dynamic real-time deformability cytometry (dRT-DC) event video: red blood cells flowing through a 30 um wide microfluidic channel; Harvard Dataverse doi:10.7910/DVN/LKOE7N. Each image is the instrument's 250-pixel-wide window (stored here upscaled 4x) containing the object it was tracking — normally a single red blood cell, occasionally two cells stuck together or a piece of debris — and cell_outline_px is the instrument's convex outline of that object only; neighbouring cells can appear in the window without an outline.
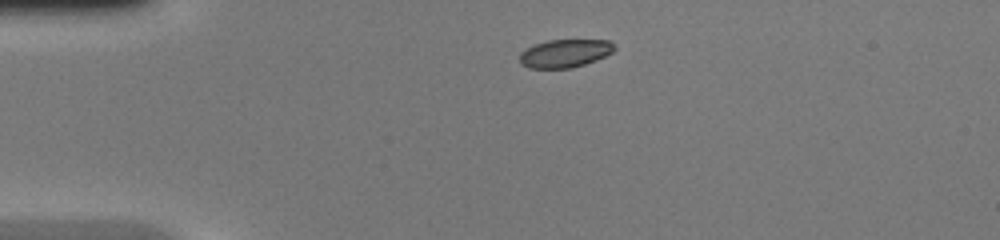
{"species": "common noctule bat (a hibernating species)", "species_latin": "Nyctalus noctula", "temperature_condition": "warm", "stored_images_in_passage": 37, "camera_frame_rate_fps": 3000, "um_per_image_px": 0.085, "animal": {"sex": "female", "body_mass_g": 20.0, "forearm_length_mm": 54.0}, "frame": {"image": 1, "passage_image": 1, "time_ms": 0.0, "image_size_px": [1000, 240], "cell_outline_px": [[616, 48], [612, 52], [596, 60], [572, 68], [528, 68], [520, 64], [520, 52], [536, 44], [548, 40], [612, 40]], "centroid_in_image_um": [48.03, 4.53], "position_along_channel_um": 37.0, "area_um2": 15.49}}
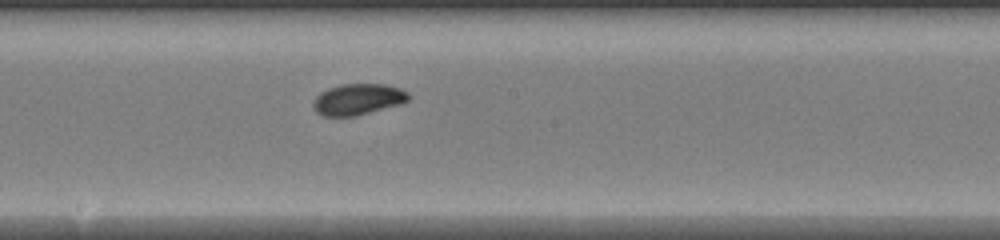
{"frame": {"image": 2, "passage_image": 16, "time_ms": 5.0, "image_size_px": [1000, 240], "cell_outline_px": [[412, 96], [408, 100], [400, 104], [356, 116], [324, 116], [316, 112], [312, 108], [312, 104], [316, 96], [320, 92], [328, 88], [340, 84], [384, 84], [400, 88], [408, 92]], "centroid_in_image_um": [30.41, 8.44], "position_along_channel_um": 217.8, "area_um2": 17.46}}
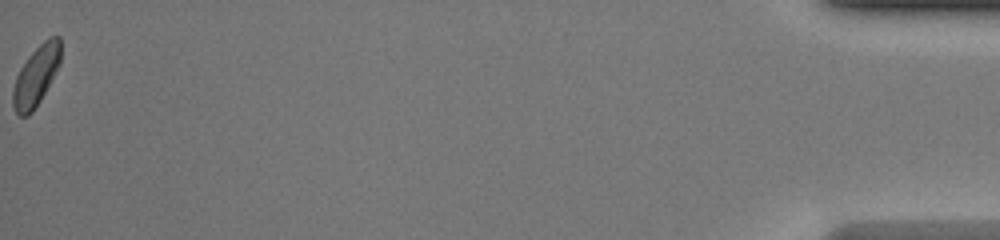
{"frame": {"image": 3, "passage_image": 37, "time_ms": 12.0, "image_size_px": [1000, 240], "cell_outline_px": [[60, 64], [40, 100], [32, 112], [28, 116], [20, 116], [16, 112], [12, 104], [12, 88], [16, 76], [20, 68], [28, 56], [48, 36], [60, 36]], "centroid_in_image_um": [3.05, 6.44], "position_along_channel_um": 432.2, "area_um2": 16.59}}